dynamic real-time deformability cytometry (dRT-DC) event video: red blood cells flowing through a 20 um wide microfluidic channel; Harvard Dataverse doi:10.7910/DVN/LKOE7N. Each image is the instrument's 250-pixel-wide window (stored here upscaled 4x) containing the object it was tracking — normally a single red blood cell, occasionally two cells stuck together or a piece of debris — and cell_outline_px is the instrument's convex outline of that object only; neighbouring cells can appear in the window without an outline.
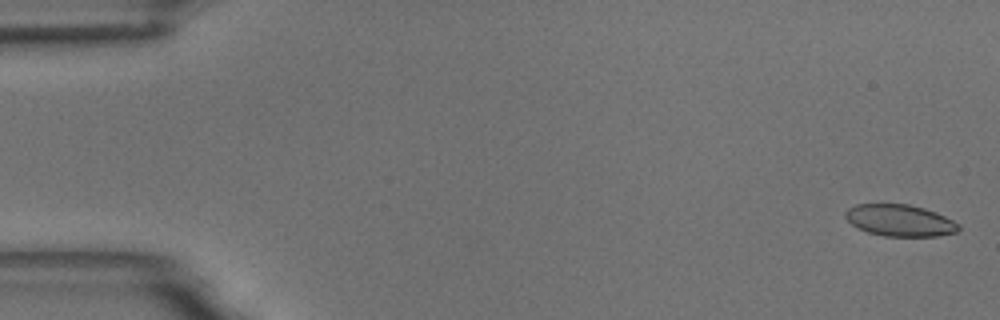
{"species": "common noctule bat (a hibernating species)", "species_latin": "Nyctalus noctula", "temperature_condition": "room temperature", "stored_images_in_passage": 56, "camera_frame_rate_fps": 3000, "um_per_image_px": 0.085, "animal": {"sex": "male", "body_mass_g": 18.8}, "frame": {"image": 1, "passage_image": 2, "time_ms": 0.333, "image_size_px": [1000, 320], "cell_outline_px": [[960, 228], [956, 232], [936, 236], [884, 236], [868, 232], [856, 228], [844, 216], [844, 212], [848, 208], [856, 204], [908, 204], [924, 208], [936, 212], [960, 224]], "centroid_in_image_um": [76.47, 18.73], "position_along_channel_um": 8.5, "area_um2": 20.92}}
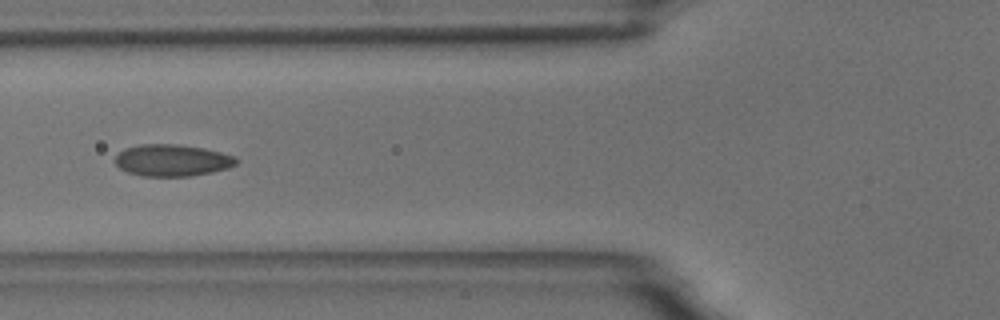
{"frame": {"image": 2, "passage_image": 22, "time_ms": 7.0, "image_size_px": [1000, 320], "cell_outline_px": [[240, 160], [236, 164], [228, 168], [212, 172], [192, 176], [144, 176], [128, 172], [120, 168], [112, 160], [124, 148], [140, 144], [176, 144], [204, 148], [236, 156]], "centroid_in_image_um": [14.64, 13.62], "position_along_channel_um": 111.2, "area_um2": 22.6}}
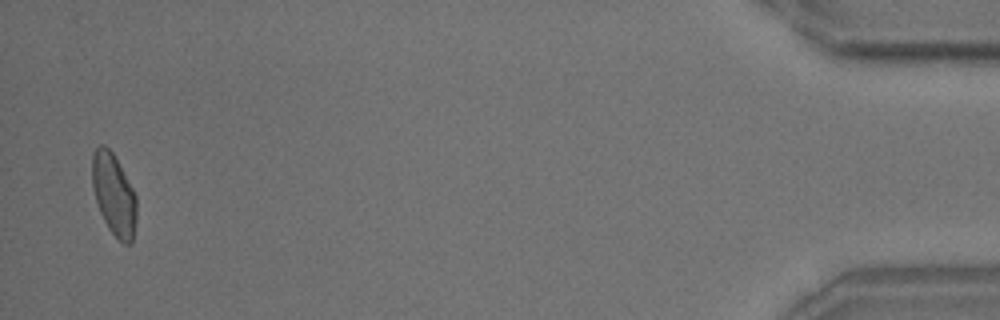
{"frame": {"image": 3, "passage_image": 55, "time_ms": 18.0, "image_size_px": [1000, 320], "cell_outline_px": [[136, 220], [132, 244], [124, 244], [108, 228], [100, 212], [96, 200], [92, 184], [92, 156], [96, 148], [100, 144], [104, 144], [112, 152], [132, 188], [136, 196]], "centroid_in_image_um": [9.67, 16.55], "position_along_channel_um": 425.5, "area_um2": 20.87}, "authors_computed_cell_mechanics": {"area_um2": 21.5594, "velocity_mm_per_s": 3.6407, "shape_relaxation_time_tau1_ms": 8.1845, "shape_relaxation_time_tau2_ms": 1.3335, "deformation_change_tau1": 0.174, "deformation_change_tau2": 0.0456}}